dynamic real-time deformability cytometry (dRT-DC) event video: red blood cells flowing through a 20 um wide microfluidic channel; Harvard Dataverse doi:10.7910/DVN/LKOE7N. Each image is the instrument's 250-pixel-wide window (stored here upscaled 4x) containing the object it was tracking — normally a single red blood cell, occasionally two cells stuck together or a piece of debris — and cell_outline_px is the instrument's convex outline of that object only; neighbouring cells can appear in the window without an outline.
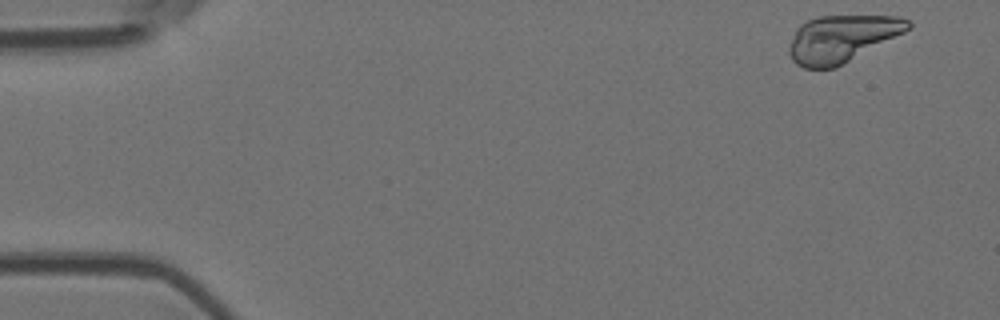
{"species": "Egyptian fruit bat (a non-hibernating species)", "species_latin": "Rousettus aegyptiacus", "temperature_condition": "room temperature", "stored_images_in_passage": 6, "camera_frame_rate_fps": 3000, "um_per_image_px": 0.085, "animal": {"sex": "female"}, "frame": {"image": 1, "passage_image": 1, "time_ms": 0.0, "image_size_px": [1000, 320], "cell_outline_px": [[912, 28], [836, 68], [804, 68], [796, 64], [792, 60], [788, 52], [788, 48], [796, 28], [800, 24], [816, 16], [900, 16], [908, 20], [912, 24]], "centroid_in_image_um": [71.54, 3.28], "position_along_channel_um": 13.5, "area_um2": 32.66}}